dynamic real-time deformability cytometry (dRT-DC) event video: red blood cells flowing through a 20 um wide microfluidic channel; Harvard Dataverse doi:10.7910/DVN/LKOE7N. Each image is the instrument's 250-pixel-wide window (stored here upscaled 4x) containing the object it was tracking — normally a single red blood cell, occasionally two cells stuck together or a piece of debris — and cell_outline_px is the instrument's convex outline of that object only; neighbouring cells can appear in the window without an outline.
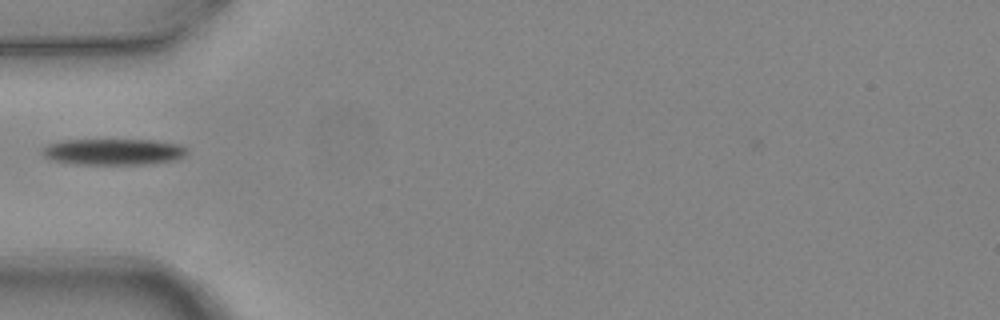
{"species": "common noctule bat (a hibernating species)", "species_latin": "Nyctalus noctula", "temperature_condition": "warm", "stored_images_in_passage": 2, "camera_frame_rate_fps": 3000, "um_per_image_px": 0.085, "animal": {"sex": "female", "body_mass_g": 24.6, "forearm_length_mm": 56.2}, "frame": {"image": 1, "passage_image": 1, "time_ms": 0.0, "image_size_px": [1000, 320], "cell_outline_px": [[188, 152], [184, 156], [176, 160], [148, 164], [72, 164], [52, 160], [44, 156], [40, 152], [48, 144], [64, 140], [152, 140], [176, 144], [188, 148]], "centroid_in_image_um": [9.64, 12.91], "position_along_channel_um": 75.4, "area_um2": 22.14}}
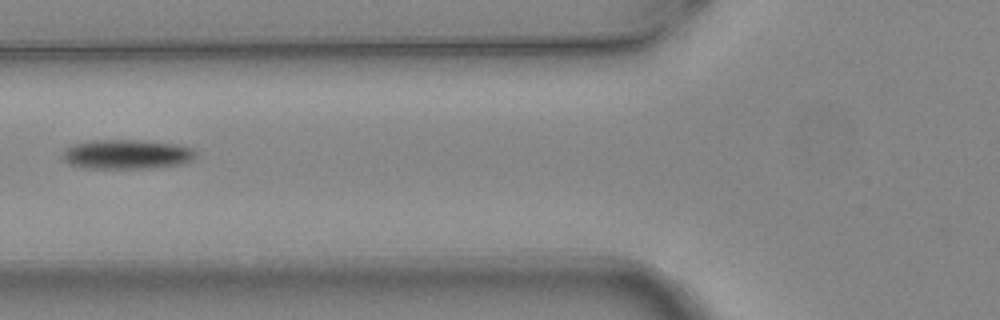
{"frame": {"image": 2, "passage_image": 2, "time_ms": 0.333, "image_size_px": [1000, 320], "cell_outline_px": [[196, 156], [192, 160], [180, 164], [148, 168], [88, 168], [68, 164], [60, 156], [64, 148], [72, 144], [92, 140], [140, 140], [176, 144], [192, 148], [196, 152]], "centroid_in_image_um": [10.72, 13.11], "position_along_channel_um": 115.1, "area_um2": 23.0}}